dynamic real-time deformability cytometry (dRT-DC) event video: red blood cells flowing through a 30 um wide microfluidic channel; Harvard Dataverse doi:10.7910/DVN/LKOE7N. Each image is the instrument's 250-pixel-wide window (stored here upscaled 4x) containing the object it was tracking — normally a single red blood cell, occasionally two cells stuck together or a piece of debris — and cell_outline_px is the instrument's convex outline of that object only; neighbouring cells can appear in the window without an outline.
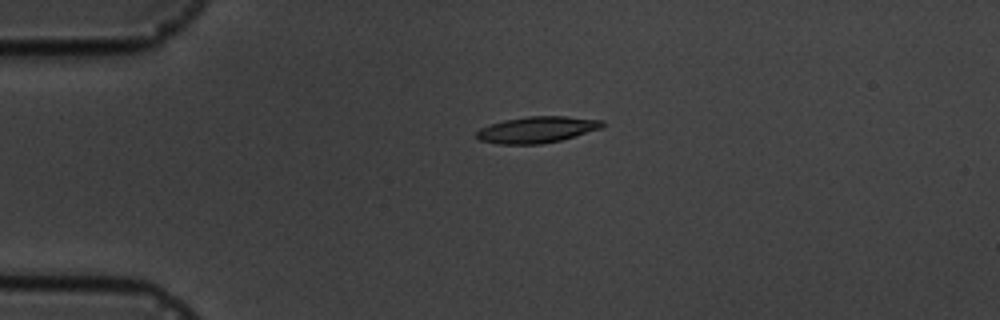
{"species": "common noctule bat (a hibernating species)", "species_latin": "Nyctalus noctula", "temperature_condition": "cold", "stored_images_in_passage": 4, "camera_frame_rate_fps": 3000, "um_per_image_px": 0.085, "animal": {"sex": "male", "body_mass_g": 19.5, "forearm_length_mm": 54.6}, "frame": {"image": 1, "passage_image": 2, "time_ms": 1.0, "image_size_px": [1000, 320], "cell_outline_px": [[604, 124], [600, 128], [560, 140], [540, 144], [500, 144], [480, 140], [476, 136], [476, 132], [480, 128], [504, 120], [528, 116], [564, 116], [604, 120]], "centroid_in_image_um": [45.62, 11.01], "position_along_channel_um": 39.4, "area_um2": 19.02}}
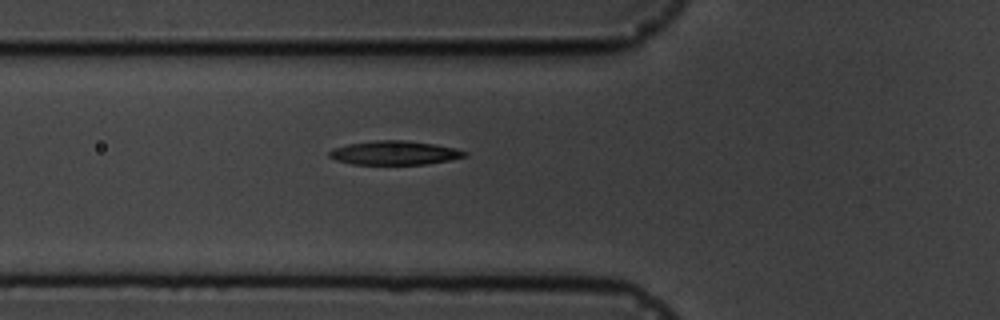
{"frame": {"image": 2, "passage_image": 4, "time_ms": 3.333, "image_size_px": [1000, 320], "cell_outline_px": [[468, 156], [448, 160], [424, 164], [352, 164], [336, 160], [328, 156], [328, 152], [332, 148], [348, 144], [376, 140], [404, 140], [436, 144], [456, 148], [468, 152]], "centroid_in_image_um": [33.54, 12.98], "position_along_channel_um": 92.3, "area_um2": 18.9}}